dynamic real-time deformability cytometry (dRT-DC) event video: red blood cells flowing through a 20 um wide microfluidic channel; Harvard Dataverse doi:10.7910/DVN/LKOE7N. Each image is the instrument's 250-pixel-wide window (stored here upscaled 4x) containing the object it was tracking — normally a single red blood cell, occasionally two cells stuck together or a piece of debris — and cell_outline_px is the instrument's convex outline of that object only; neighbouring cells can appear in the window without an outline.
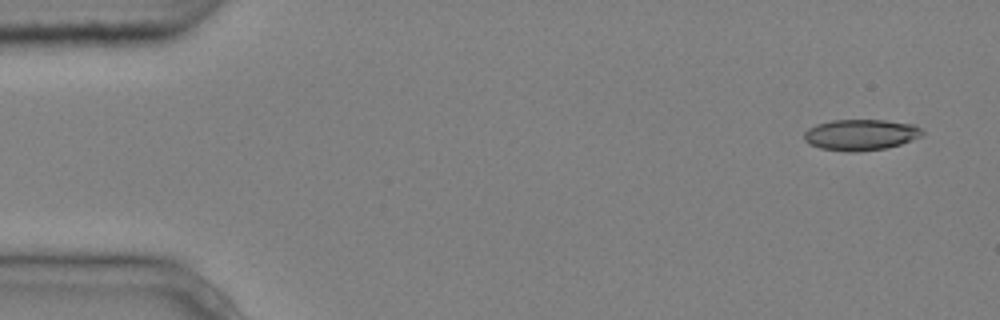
{"species": "common noctule bat (a hibernating species)", "species_latin": "Nyctalus noctula", "temperature_condition": "cold", "stored_images_in_passage": 5, "camera_frame_rate_fps": 3000, "um_per_image_px": 0.085, "animal": {"sex": "male", "body_mass_g": 20.4}, "frame": {"image": 1, "passage_image": 1, "time_ms": 0.0, "image_size_px": [1000, 320], "cell_outline_px": [[924, 136], [900, 144], [884, 148], [860, 152], [848, 152], [820, 148], [808, 144], [804, 140], [804, 132], [808, 128], [816, 124], [832, 120], [884, 120], [912, 124], [920, 128], [924, 132]], "centroid_in_image_um": [73.14, 11.46], "position_along_channel_um": 11.9, "area_um2": 21.5}}
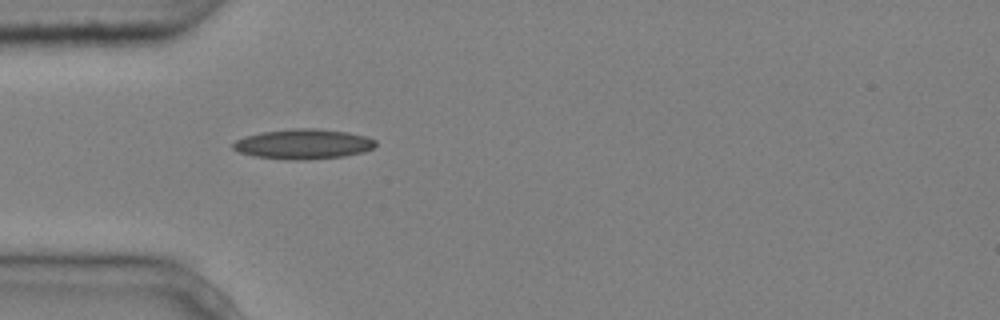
{"frame": {"image": 2, "passage_image": 5, "time_ms": 1.333, "image_size_px": [1000, 320], "cell_outline_px": [[376, 144], [372, 148], [364, 152], [344, 156], [308, 160], [284, 160], [252, 156], [240, 152], [232, 148], [232, 144], [236, 140], [244, 136], [264, 132], [296, 128], [312, 128], [348, 132], [364, 136], [376, 140]], "centroid_in_image_um": [25.76, 12.26], "position_along_channel_um": 59.2, "area_um2": 24.97}}